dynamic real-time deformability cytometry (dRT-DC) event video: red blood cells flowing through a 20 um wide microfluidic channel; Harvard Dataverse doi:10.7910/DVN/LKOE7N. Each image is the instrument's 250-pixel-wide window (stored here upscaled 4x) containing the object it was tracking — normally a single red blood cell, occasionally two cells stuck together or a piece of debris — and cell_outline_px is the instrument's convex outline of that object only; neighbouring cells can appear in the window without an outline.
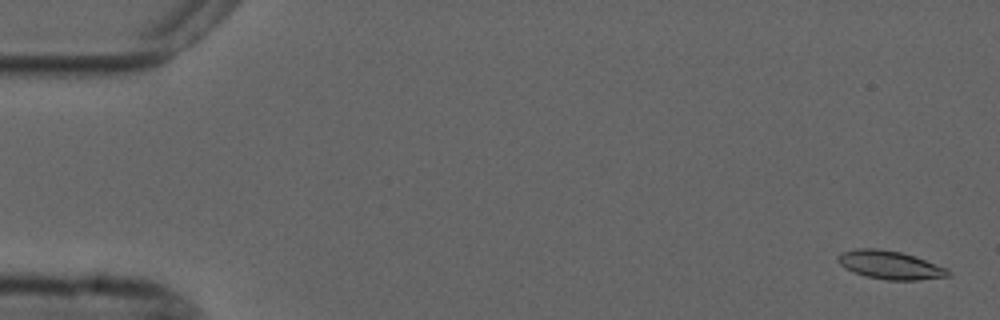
{"species": "common noctule bat (a hibernating species)", "species_latin": "Nyctalus noctula", "temperature_condition": "cold", "stored_images_in_passage": 5, "camera_frame_rate_fps": 3000, "um_per_image_px": 0.085, "animal": {"sex": "male", "forearm_length_mm": 52.5}, "frame": {"image": 1, "passage_image": 1, "time_ms": 0.0, "image_size_px": [1000, 320], "cell_outline_px": [[952, 276], [916, 280], [884, 280], [864, 276], [852, 272], [844, 268], [836, 260], [836, 256], [840, 252], [856, 248], [880, 248], [900, 252], [948, 268], [952, 272]], "centroid_in_image_um": [75.61, 22.53], "position_along_channel_um": 9.4, "area_um2": 18.5}}
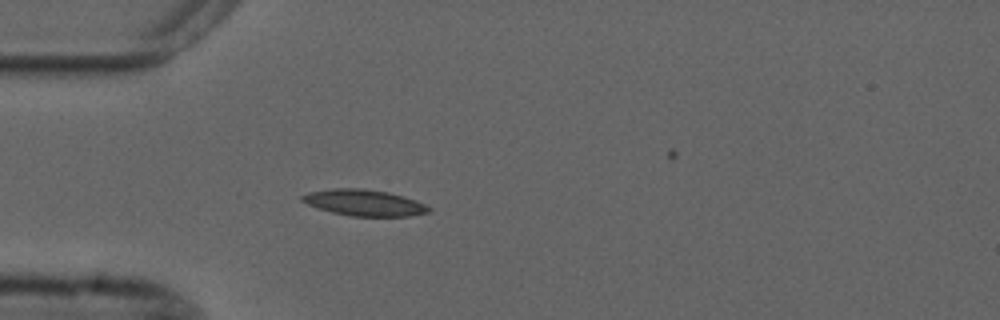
{"frame": {"image": 2, "passage_image": 5, "time_ms": 4.667, "image_size_px": [1000, 320], "cell_outline_px": [[432, 212], [408, 216], [352, 216], [332, 212], [308, 204], [300, 200], [300, 196], [308, 192], [332, 188], [364, 188], [388, 192], [404, 196], [416, 200], [432, 208]], "centroid_in_image_um": [30.98, 17.22], "position_along_channel_um": 54.0, "area_um2": 19.42}}